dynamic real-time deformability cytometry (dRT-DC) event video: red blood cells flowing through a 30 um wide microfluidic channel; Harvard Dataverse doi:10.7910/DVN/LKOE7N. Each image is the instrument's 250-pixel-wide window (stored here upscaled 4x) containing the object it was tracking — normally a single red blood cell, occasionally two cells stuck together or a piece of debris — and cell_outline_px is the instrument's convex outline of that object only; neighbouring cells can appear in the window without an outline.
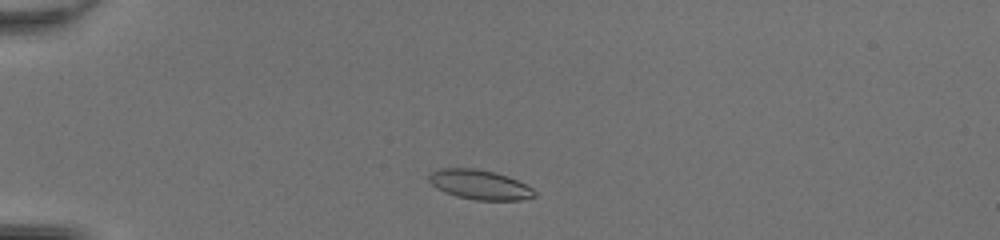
{"species": "common noctule bat (a hibernating species)", "species_latin": "Nyctalus noctula", "temperature_condition": "room temperature", "stored_images_in_passage": 39, "camera_frame_rate_fps": 3000, "um_per_image_px": 0.085, "animal": {"sex": "female", "body_mass_g": 20.0, "forearm_length_mm": 54.0}, "frame": {"image": 1, "passage_image": 4, "time_ms": 1.0, "image_size_px": [1000, 240], "cell_outline_px": [[536, 196], [520, 200], [476, 200], [456, 196], [444, 192], [436, 188], [428, 180], [428, 176], [432, 172], [440, 168], [476, 168], [496, 172], [508, 176], [532, 188], [536, 192]], "centroid_in_image_um": [40.76, 15.69], "position_along_channel_um": 44.2, "area_um2": 18.26}}
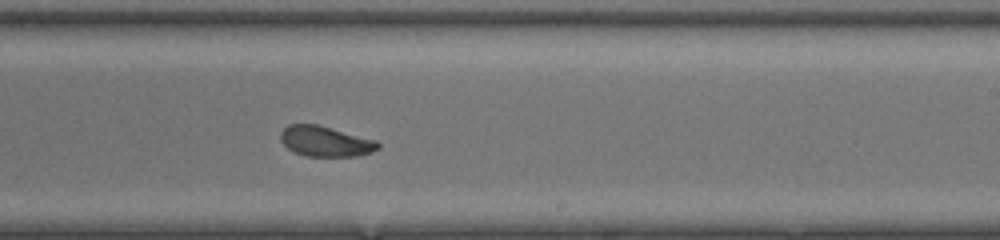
{"frame": {"image": 2, "passage_image": 22, "time_ms": 7.0, "image_size_px": [1000, 240], "cell_outline_px": [[380, 148], [372, 152], [356, 156], [308, 156], [296, 152], [288, 148], [280, 140], [280, 132], [288, 124], [316, 124], [376, 140], [380, 144]], "centroid_in_image_um": [27.66, 12.01], "position_along_channel_um": 261.3, "area_um2": 17.11}}
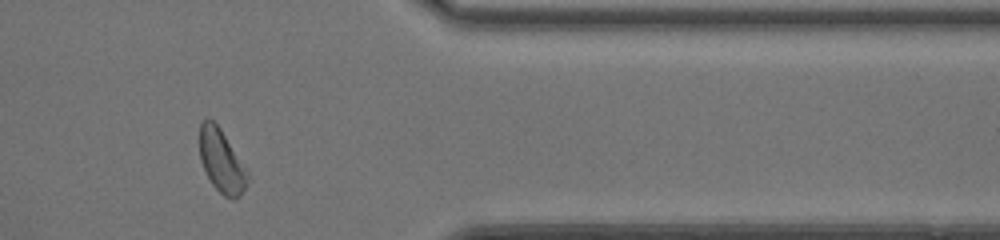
{"frame": {"image": 3, "passage_image": 32, "time_ms": 10.333, "image_size_px": [1000, 240], "cell_outline_px": [[252, 180], [240, 196], [232, 200], [224, 196], [212, 184], [200, 160], [200, 124], [204, 120], [212, 120], [220, 128], [248, 172]], "centroid_in_image_um": [18.87, 13.75], "position_along_channel_um": 392.5, "area_um2": 17.51}, "authors_computed_cell_mechanics": {"area_um2": 17.918, "velocity_mm_per_s": 4.3255, "shape_relaxation_time_tau1_ms": 2.8097, "shape_relaxation_time_tau2_ms": 1.7405, "deformation_change_tau1": 0.1257, "deformation_change_tau2": 0.0748}}